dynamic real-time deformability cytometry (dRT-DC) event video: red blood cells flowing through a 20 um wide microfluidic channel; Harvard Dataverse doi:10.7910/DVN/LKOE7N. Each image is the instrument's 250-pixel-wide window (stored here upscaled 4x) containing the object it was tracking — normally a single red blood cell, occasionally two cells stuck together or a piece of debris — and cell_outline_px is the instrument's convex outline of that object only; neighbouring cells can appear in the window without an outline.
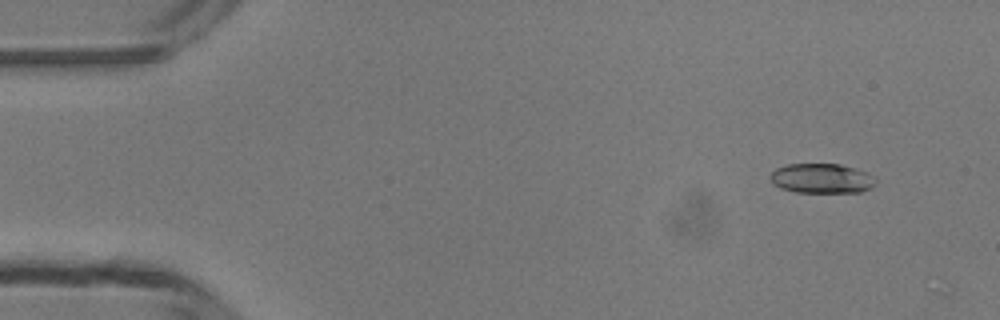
{"species": "common noctule bat (a hibernating species)", "species_latin": "Nyctalus noctula", "temperature_condition": "room temperature", "stored_images_in_passage": 41, "camera_frame_rate_fps": 3000, "um_per_image_px": 0.085, "animal": {"sex": "male", "body_mass_g": 13.3}, "frame": {"image": 1, "passage_image": 5, "time_ms": 1.333, "image_size_px": [1000, 320], "cell_outline_px": [[876, 184], [860, 192], [796, 192], [780, 188], [772, 184], [768, 176], [776, 168], [788, 164], [840, 164], [856, 168], [868, 172], [876, 176]], "centroid_in_image_um": [69.84, 15.16], "position_along_channel_um": 15.2, "area_um2": 18.5}}
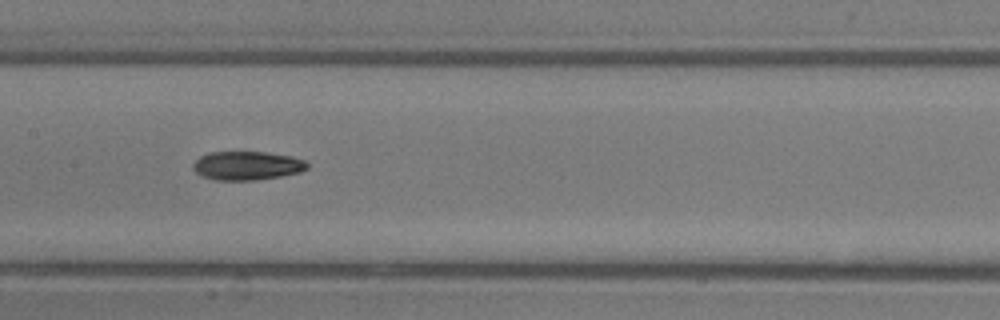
{"frame": {"image": 2, "passage_image": 25, "time_ms": 8.0, "image_size_px": [1000, 320], "cell_outline_px": [[308, 168], [300, 172], [280, 176], [256, 180], [216, 180], [204, 176], [196, 172], [192, 168], [192, 164], [200, 156], [208, 152], [268, 152], [292, 156], [304, 160], [308, 164]], "centroid_in_image_um": [21.0, 14.07], "position_along_channel_um": 186.4, "area_um2": 19.13}}
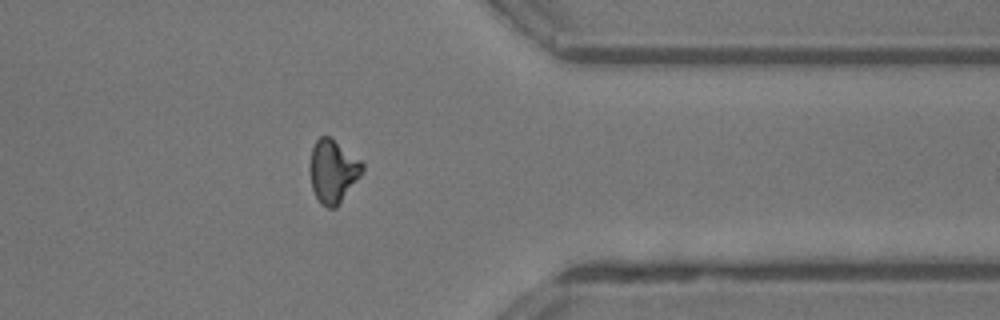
{"frame": {"image": 3, "passage_image": 40, "time_ms": 13.0, "image_size_px": [1000, 320], "cell_outline_px": [[364, 168], [360, 176], [336, 208], [328, 208], [320, 204], [312, 188], [308, 168], [308, 164], [312, 148], [316, 140], [320, 136], [328, 136], [360, 160], [364, 164]], "centroid_in_image_um": [28.26, 14.57], "position_along_channel_um": 383.1, "area_um2": 19.25}}